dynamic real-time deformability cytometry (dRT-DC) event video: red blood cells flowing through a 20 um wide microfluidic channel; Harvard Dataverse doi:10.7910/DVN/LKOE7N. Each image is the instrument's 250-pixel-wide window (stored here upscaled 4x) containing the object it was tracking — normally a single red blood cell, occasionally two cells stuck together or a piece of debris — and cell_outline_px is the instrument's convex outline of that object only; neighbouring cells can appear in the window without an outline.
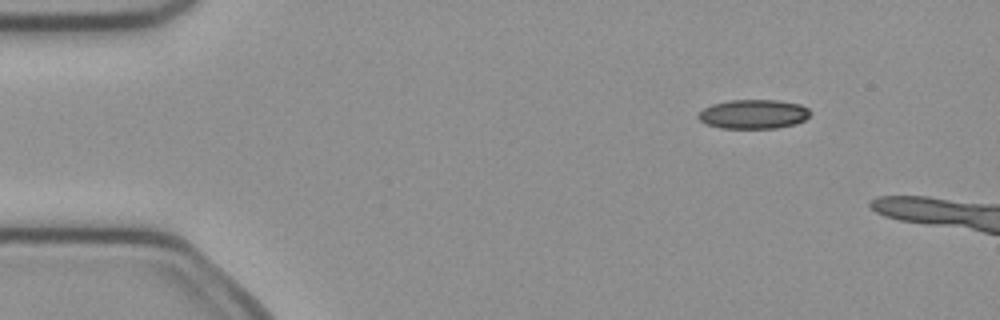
{"species": "common noctule bat (a hibernating species)", "species_latin": "Nyctalus noctula", "temperature_condition": "cold", "stored_images_in_passage": 6, "camera_frame_rate_fps": 3000, "um_per_image_px": 0.085, "animal": {"sex": "female", "body_mass_g": 21.9}, "frame": {"image": 1, "passage_image": 1, "time_ms": 0.0, "image_size_px": [1000, 320], "cell_outline_px": [[812, 112], [804, 120], [796, 124], [776, 128], [720, 128], [704, 124], [696, 116], [704, 108], [712, 104], [732, 100], [780, 100], [800, 104], [808, 108]], "centroid_in_image_um": [64.05, 9.7], "position_along_channel_um": 21.0, "area_um2": 19.19}}